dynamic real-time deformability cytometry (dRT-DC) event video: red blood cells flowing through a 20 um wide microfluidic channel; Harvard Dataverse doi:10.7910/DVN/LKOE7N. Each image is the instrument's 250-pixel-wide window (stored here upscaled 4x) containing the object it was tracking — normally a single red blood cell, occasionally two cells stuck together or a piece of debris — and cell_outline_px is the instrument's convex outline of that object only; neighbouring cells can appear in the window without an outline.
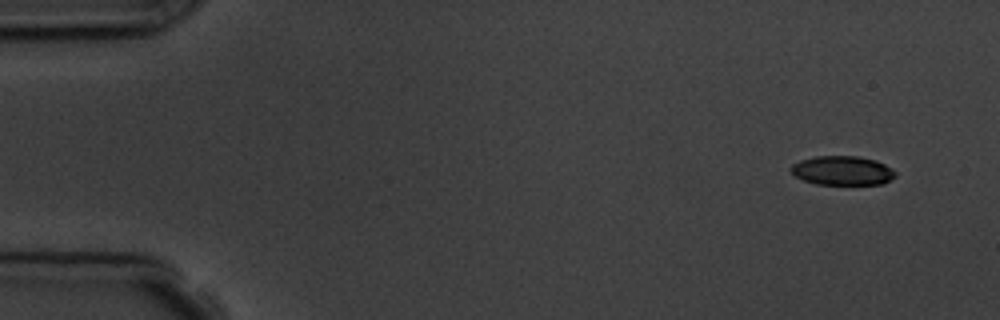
{"species": "common noctule bat (a hibernating species)", "species_latin": "Nyctalus noctula", "temperature_condition": "room temperature", "stored_images_in_passage": 4, "camera_frame_rate_fps": 3000, "um_per_image_px": 0.085, "animal": {"sex": "male", "body_mass_g": 19.5, "forearm_length_mm": 54.6}, "frame": {"image": 1, "passage_image": 1, "time_ms": 0.0, "image_size_px": [1000, 320], "cell_outline_px": [[896, 176], [880, 184], [816, 184], [804, 180], [796, 176], [788, 168], [792, 164], [800, 160], [816, 156], [856, 156], [876, 160], [884, 164], [896, 172]], "centroid_in_image_um": [71.57, 14.49], "position_along_channel_um": 13.4, "area_um2": 17.63}}